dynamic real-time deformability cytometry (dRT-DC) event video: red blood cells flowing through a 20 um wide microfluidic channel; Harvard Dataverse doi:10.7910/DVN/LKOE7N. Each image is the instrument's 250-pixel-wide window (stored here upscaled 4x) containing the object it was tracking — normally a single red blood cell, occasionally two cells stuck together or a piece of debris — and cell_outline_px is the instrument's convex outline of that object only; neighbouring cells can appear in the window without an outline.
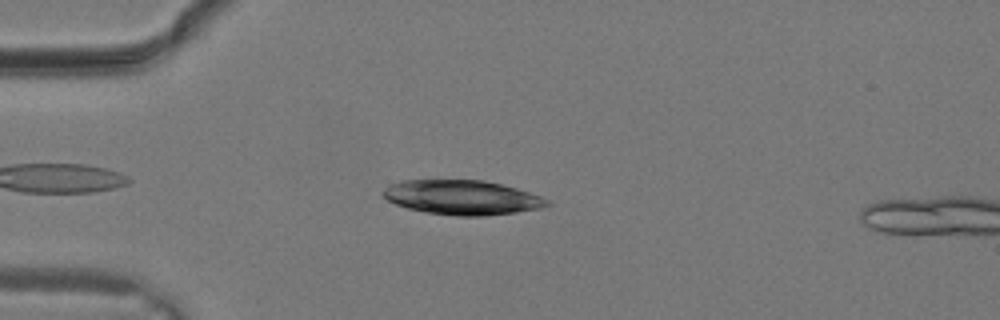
{"species": "common noctule bat (a hibernating species)", "species_latin": "Nyctalus noctula", "temperature_condition": "warm", "stored_images_in_passage": 5, "camera_frame_rate_fps": 3000, "um_per_image_px": 0.085, "animal": {"sex": "male", "body_mass_g": 19.2, "forearm_length_mm": 51.8}, "frame": {"image": 1, "passage_image": 3, "time_ms": 0.667, "image_size_px": [1000, 320], "cell_outline_px": [[552, 204], [540, 208], [516, 212], [484, 216], [456, 216], [424, 212], [408, 208], [396, 204], [388, 200], [380, 192], [384, 188], [400, 180], [484, 180], [516, 188], [540, 196], [548, 200]], "centroid_in_image_um": [39.26, 16.78], "position_along_channel_um": 45.7, "area_um2": 32.95}}